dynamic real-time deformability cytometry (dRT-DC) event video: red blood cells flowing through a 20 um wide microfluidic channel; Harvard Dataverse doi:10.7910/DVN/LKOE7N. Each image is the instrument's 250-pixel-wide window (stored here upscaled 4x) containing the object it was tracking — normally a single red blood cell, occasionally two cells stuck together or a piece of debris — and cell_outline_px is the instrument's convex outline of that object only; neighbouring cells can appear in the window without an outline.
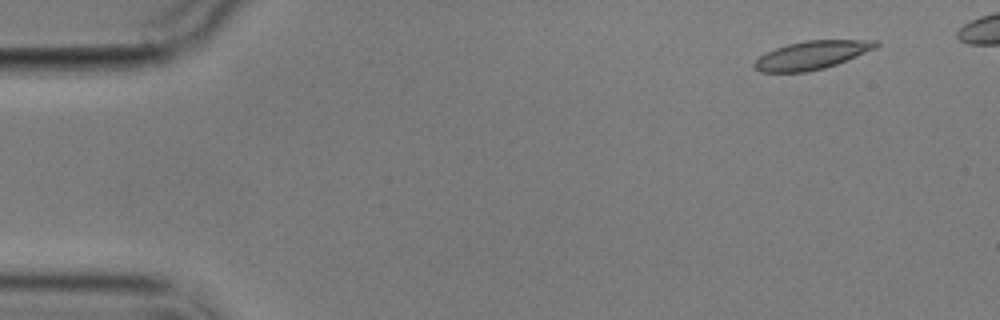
{"species": "common noctule bat (a hibernating species)", "species_latin": "Nyctalus noctula", "temperature_condition": "cold", "stored_images_in_passage": 6, "camera_frame_rate_fps": 3000, "um_per_image_px": 0.085, "animal": {"sex": "male", "body_mass_g": 17.9}, "frame": {"image": 1, "passage_image": 2, "time_ms": 1.0, "image_size_px": [1000, 320], "cell_outline_px": [[880, 44], [876, 48], [836, 64], [824, 68], [808, 72], [760, 72], [752, 68], [752, 64], [760, 56], [776, 48], [788, 44], [804, 40], [880, 40]], "centroid_in_image_um": [68.99, 4.69], "position_along_channel_um": 16.0, "area_um2": 20.06}}